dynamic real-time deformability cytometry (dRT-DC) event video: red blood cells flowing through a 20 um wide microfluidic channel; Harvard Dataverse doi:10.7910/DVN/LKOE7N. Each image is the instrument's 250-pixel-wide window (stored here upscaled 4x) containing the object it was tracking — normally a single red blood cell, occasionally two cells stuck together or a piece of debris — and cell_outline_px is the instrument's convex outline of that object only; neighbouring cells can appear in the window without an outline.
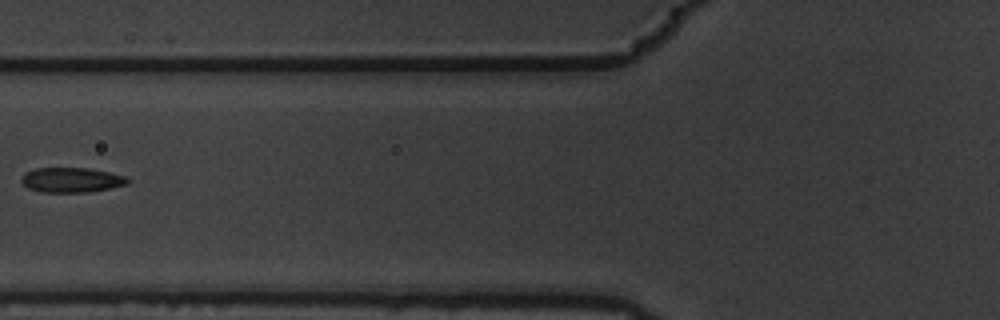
{"species": "common noctule bat (a hibernating species)", "species_latin": "Nyctalus noctula", "temperature_condition": "warm", "stored_images_in_passage": 6, "camera_frame_rate_fps": 3000, "um_per_image_px": 0.085, "animal": {"sex": "male", "body_mass_g": 19.5, "forearm_length_mm": 54.6}, "frame": {"image": 1, "passage_image": 2, "time_ms": 0.333, "image_size_px": [1000, 320], "cell_outline_px": [[132, 180], [128, 184], [88, 192], [40, 192], [28, 188], [20, 180], [24, 172], [36, 168], [88, 168], [108, 172], [124, 176]], "centroid_in_image_um": [6.05, 15.29], "position_along_channel_um": 119.7, "area_um2": 15.37}}
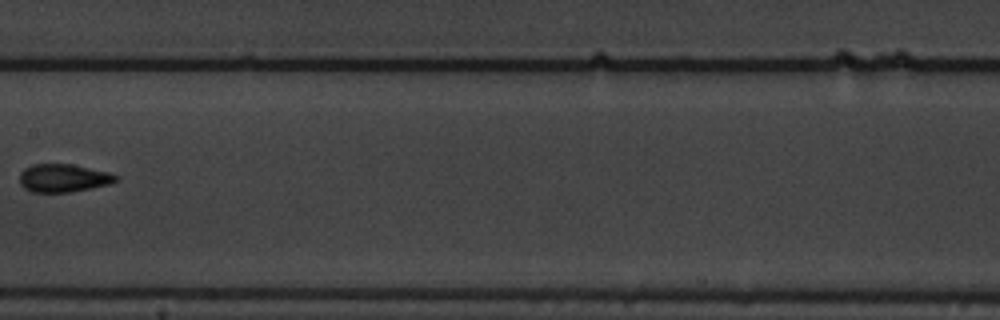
{"frame": {"image": 2, "passage_image": 4, "time_ms": 1.0, "image_size_px": [1000, 320], "cell_outline_px": [[120, 180], [108, 184], [92, 188], [72, 192], [32, 192], [24, 188], [20, 184], [20, 172], [24, 168], [32, 164], [72, 164], [108, 172], [120, 176]], "centroid_in_image_um": [5.4, 15.13], "position_along_channel_um": 202.0, "area_um2": 15.9}}
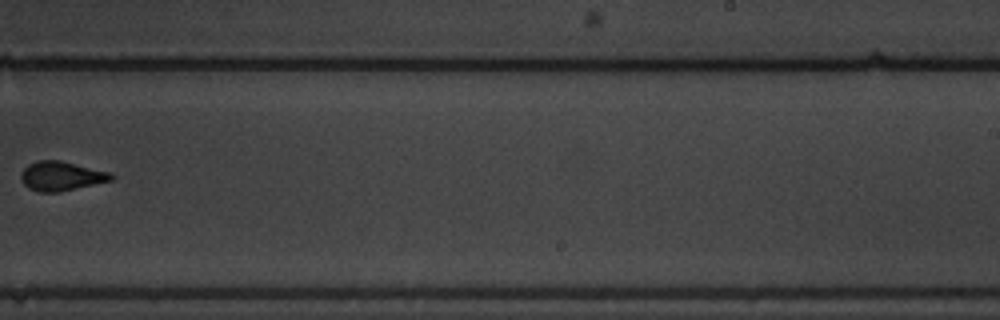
{"frame": {"image": 3, "passage_image": 6, "time_ms": 1.667, "image_size_px": [1000, 320], "cell_outline_px": [[116, 176], [112, 180], [60, 192], [40, 192], [28, 188], [20, 180], [20, 172], [28, 164], [36, 160], [60, 160], [112, 172]], "centroid_in_image_um": [5.21, 14.96], "position_along_channel_um": 283.8, "area_um2": 15.66}}